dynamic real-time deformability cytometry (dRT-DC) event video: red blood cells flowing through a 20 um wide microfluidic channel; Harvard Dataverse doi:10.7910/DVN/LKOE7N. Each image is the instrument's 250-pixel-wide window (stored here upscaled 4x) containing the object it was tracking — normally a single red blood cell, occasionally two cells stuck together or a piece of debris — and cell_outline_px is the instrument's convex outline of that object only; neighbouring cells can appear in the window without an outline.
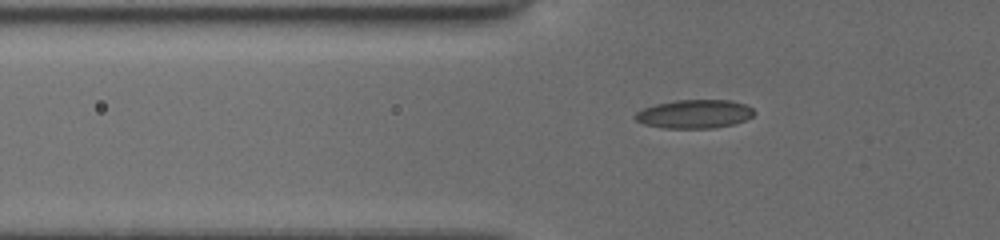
{"species": "common noctule bat (a hibernating species)", "species_latin": "Nyctalus noctula", "temperature_condition": "cold", "stored_images_in_passage": 40, "camera_frame_rate_fps": 3000, "um_per_image_px": 0.085, "animal": {"sex": "female", "body_mass_g": 19.5, "forearm_length_mm": 54.1}, "frame": {"image": 1, "passage_image": 10, "time_ms": 3.0, "image_size_px": [1000, 240], "cell_outline_px": [[756, 112], [752, 116], [744, 120], [732, 124], [712, 128], [664, 128], [644, 124], [636, 120], [632, 116], [636, 112], [644, 108], [656, 104], [676, 100], [728, 100], [744, 104], [752, 108]], "centroid_in_image_um": [59.0, 9.69], "position_along_channel_um": 66.8, "area_um2": 19.71}}
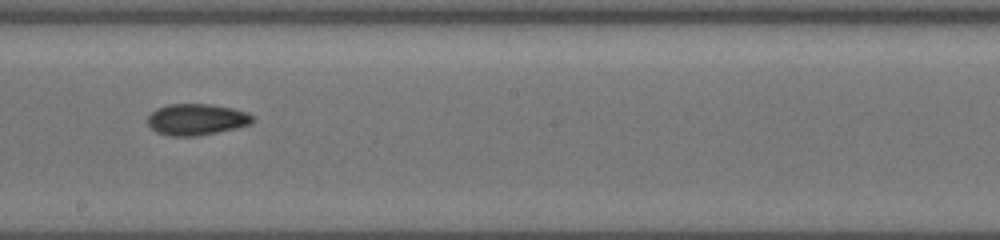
{"frame": {"image": 2, "passage_image": 23, "time_ms": 7.333, "image_size_px": [1000, 240], "cell_outline_px": [[252, 124], [240, 128], [196, 136], [168, 136], [156, 132], [148, 124], [148, 116], [156, 108], [168, 104], [208, 104], [232, 108], [248, 112], [252, 116]], "centroid_in_image_um": [16.71, 10.16], "position_along_channel_um": 231.5, "area_um2": 19.31}}
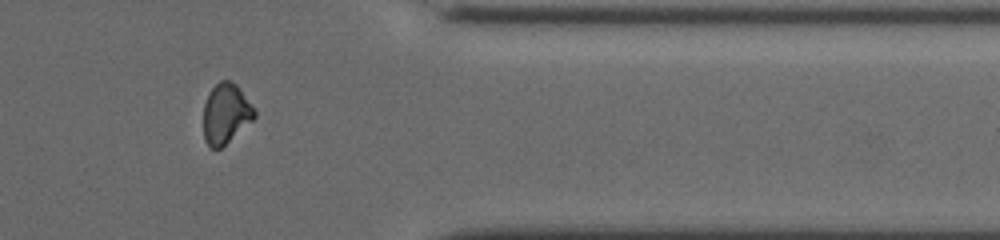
{"frame": {"image": 3, "passage_image": 36, "time_ms": 11.667, "image_size_px": [1000, 240], "cell_outline_px": [[256, 116], [252, 120], [220, 148], [212, 148], [204, 140], [204, 104], [208, 92], [220, 80], [228, 80], [236, 84], [240, 88], [256, 112]], "centroid_in_image_um": [19.18, 9.63], "position_along_channel_um": 392.2, "area_um2": 17.57}}